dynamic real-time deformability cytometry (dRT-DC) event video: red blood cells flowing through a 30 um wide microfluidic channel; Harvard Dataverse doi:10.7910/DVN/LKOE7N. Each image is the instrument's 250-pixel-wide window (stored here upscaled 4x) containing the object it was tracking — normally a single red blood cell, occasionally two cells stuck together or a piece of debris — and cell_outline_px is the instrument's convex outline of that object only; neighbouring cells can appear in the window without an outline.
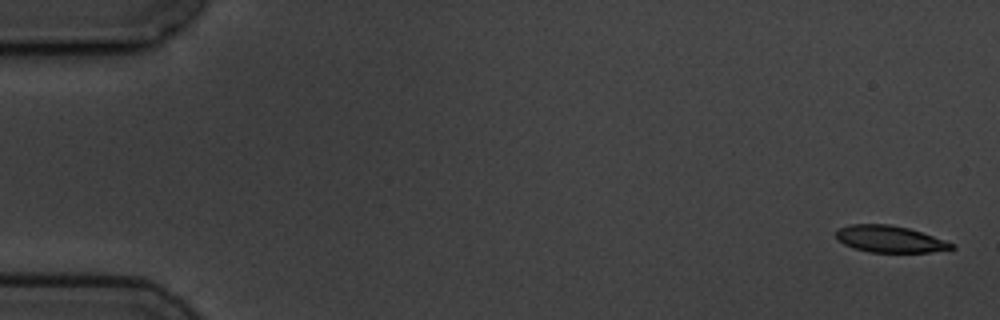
{"species": "common noctule bat (a hibernating species)", "species_latin": "Nyctalus noctula", "temperature_condition": "cold", "stored_images_in_passage": 10, "camera_frame_rate_fps": 3000, "um_per_image_px": 0.085, "animal": {"sex": "male", "body_mass_g": 19.5, "forearm_length_mm": 54.6}, "frame": {"image": 1, "passage_image": 1, "time_ms": 0.0, "image_size_px": [1000, 320], "cell_outline_px": [[956, 248], [928, 252], [868, 252], [852, 248], [836, 240], [836, 228], [848, 224], [888, 224], [908, 228], [956, 244]], "centroid_in_image_um": [75.57, 20.32], "position_along_channel_um": 9.4, "area_um2": 18.09}}
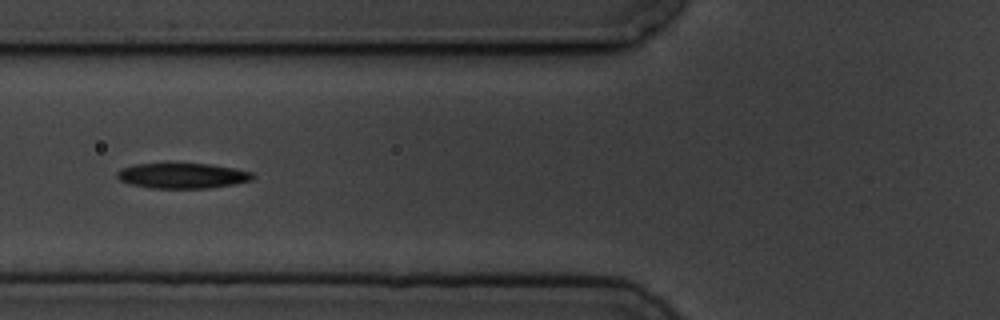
{"frame": {"image": 2, "passage_image": 6, "time_ms": 6.667, "image_size_px": [1000, 320], "cell_outline_px": [[256, 176], [252, 180], [236, 184], [208, 188], [152, 188], [132, 184], [120, 180], [116, 176], [116, 172], [120, 168], [136, 164], [212, 164], [252, 172]], "centroid_in_image_um": [15.53, 14.94], "position_along_channel_um": 110.3, "area_um2": 19.94}}
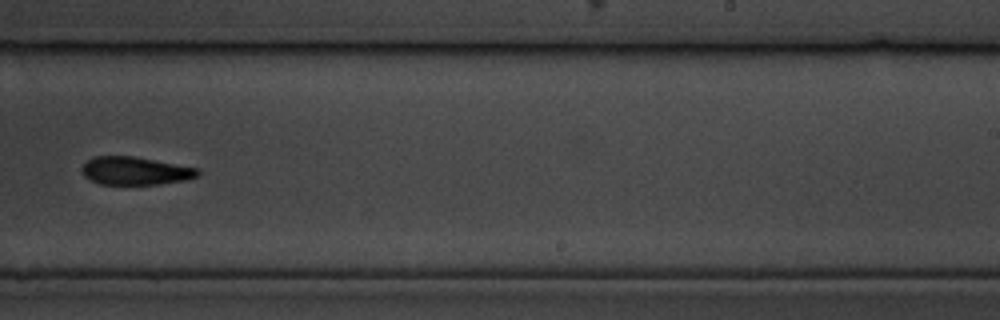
{"frame": {"image": 3, "passage_image": 10, "time_ms": 11.333, "image_size_px": [1000, 320], "cell_outline_px": [[200, 176], [184, 180], [160, 184], [100, 184], [88, 180], [84, 176], [80, 168], [92, 156], [132, 156], [200, 168]], "centroid_in_image_um": [11.49, 14.52], "position_along_channel_um": 277.5, "area_um2": 19.07}}